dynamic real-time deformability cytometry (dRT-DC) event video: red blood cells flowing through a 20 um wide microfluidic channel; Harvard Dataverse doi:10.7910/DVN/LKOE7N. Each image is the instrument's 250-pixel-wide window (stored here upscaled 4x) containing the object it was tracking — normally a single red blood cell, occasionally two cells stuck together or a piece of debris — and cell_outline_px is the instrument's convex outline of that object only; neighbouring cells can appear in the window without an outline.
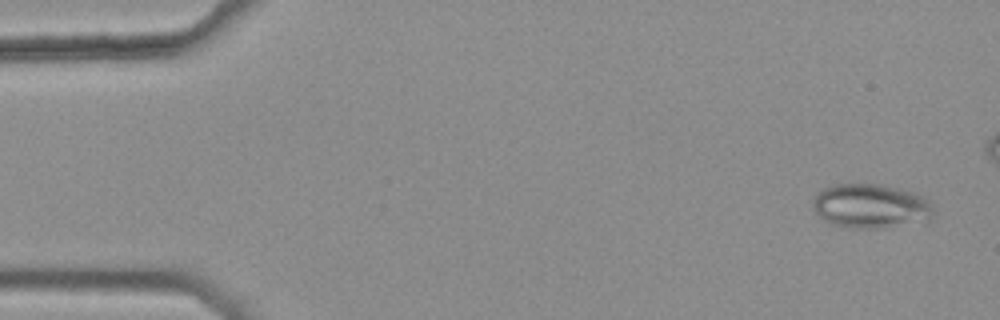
{"species": "common noctule bat (a hibernating species)", "species_latin": "Nyctalus noctula", "temperature_condition": "warm", "stored_images_in_passage": 46, "camera_frame_rate_fps": 3000, "um_per_image_px": 0.085, "animal": {"sex": "female", "body_mass_g": 25.1}, "frame": {"image": 1, "passage_image": 3, "time_ms": 0.667, "image_size_px": [1000, 320], "cell_outline_px": [[932, 212], [928, 220], [884, 228], [856, 228], [832, 224], [824, 220], [816, 212], [812, 204], [812, 200], [824, 188], [832, 184], [880, 184], [912, 192], [924, 196], [932, 204]], "centroid_in_image_um": [74.0, 17.51], "position_along_channel_um": 11.0, "area_um2": 30.87}}
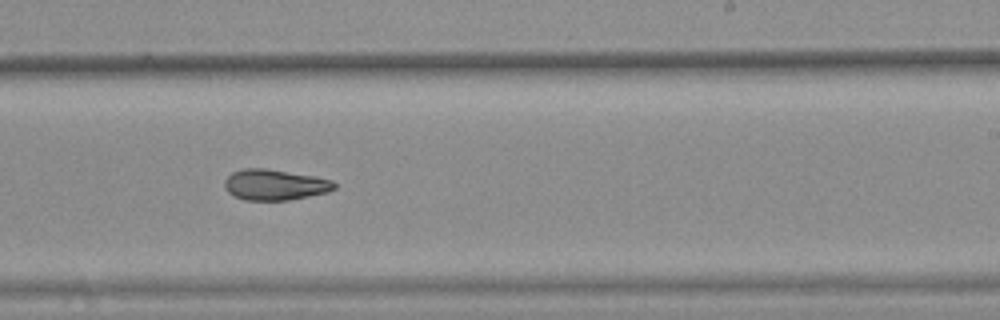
{"frame": {"image": 2, "passage_image": 33, "time_ms": 10.667, "image_size_px": [1000, 320], "cell_outline_px": [[336, 188], [328, 192], [288, 200], [244, 200], [232, 196], [224, 188], [224, 180], [232, 172], [244, 168], [264, 168], [316, 176], [332, 180], [336, 184]], "centroid_in_image_um": [23.34, 15.7], "position_along_channel_um": 265.7, "area_um2": 19.83}}
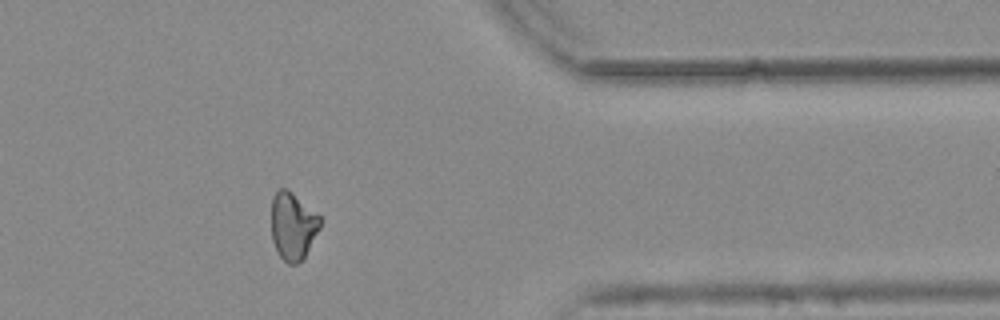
{"frame": {"image": 3, "passage_image": 44, "time_ms": 14.333, "image_size_px": [1000, 320], "cell_outline_px": [[324, 220], [304, 260], [296, 264], [288, 264], [280, 256], [272, 240], [272, 196], [280, 188], [288, 188], [320, 216]], "centroid_in_image_um": [24.92, 19.21], "position_along_channel_um": 386.5, "area_um2": 19.48}, "authors_computed_cell_mechanics": {"area_um2": 20.3456, "velocity_mm_per_s": 3.7672, "shape_relaxation_time_tau1_ms": null, "shape_relaxation_time_tau2_ms": 5.6926, "deformation_change_tau1": null, "deformation_change_tau2": 0.1263}}